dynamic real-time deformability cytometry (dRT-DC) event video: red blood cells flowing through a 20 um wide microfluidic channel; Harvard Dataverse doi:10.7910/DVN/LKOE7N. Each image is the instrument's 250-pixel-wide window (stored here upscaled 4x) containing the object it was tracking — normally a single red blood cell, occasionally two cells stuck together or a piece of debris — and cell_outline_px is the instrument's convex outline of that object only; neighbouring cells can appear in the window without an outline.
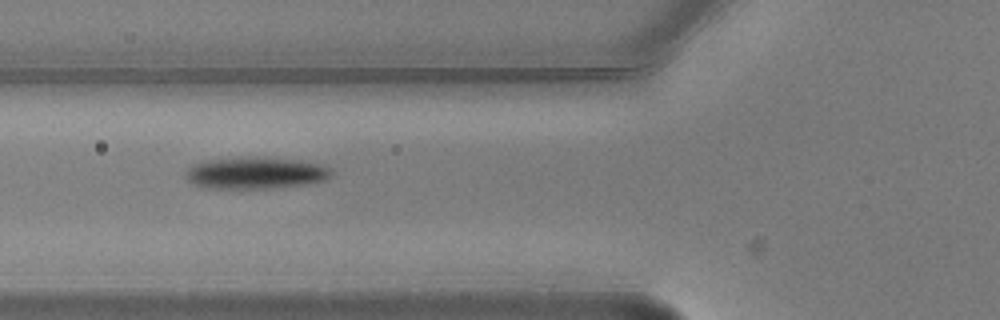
{"species": "common noctule bat (a hibernating species)", "species_latin": "Nyctalus noctula", "temperature_condition": "warm", "stored_images_in_passage": 6, "camera_frame_rate_fps": 3000, "um_per_image_px": 0.085, "animal": {"sex": "male", "body_mass_g": 20.5, "forearm_length_mm": 52.5}, "frame": {"image": 1, "passage_image": 6, "time_ms": 1.667, "image_size_px": [1000, 320], "cell_outline_px": [[332, 172], [324, 180], [300, 184], [272, 188], [200, 188], [192, 184], [184, 176], [184, 172], [192, 164], [212, 160], [292, 160], [316, 164], [328, 168]], "centroid_in_image_um": [21.59, 14.77], "position_along_channel_um": 104.2, "area_um2": 25.32}}